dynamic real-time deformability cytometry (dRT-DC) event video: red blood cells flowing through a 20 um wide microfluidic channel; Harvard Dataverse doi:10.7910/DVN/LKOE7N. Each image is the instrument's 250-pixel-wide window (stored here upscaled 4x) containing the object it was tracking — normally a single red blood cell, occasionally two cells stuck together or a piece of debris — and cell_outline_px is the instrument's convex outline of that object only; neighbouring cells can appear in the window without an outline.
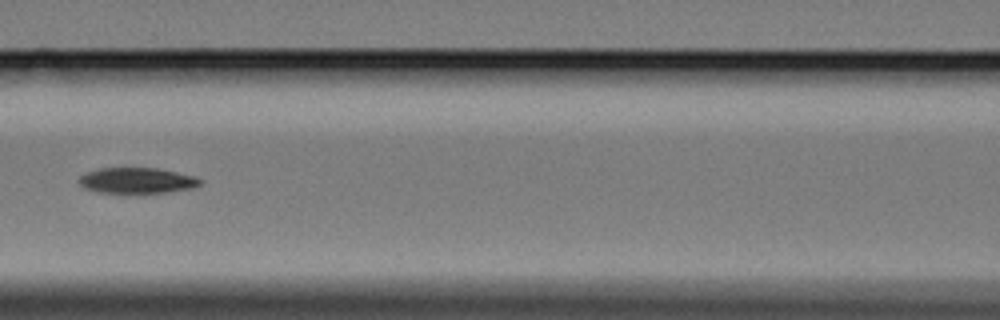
{"species": "Egyptian fruit bat (a non-hibernating species)", "species_latin": "Rousettus aegyptiacus", "temperature_condition": "cold", "stored_images_in_passage": 12, "camera_frame_rate_fps": 3000, "um_per_image_px": 0.085, "animal": {"sex": "female"}, "frame": {"image": 1, "passage_image": 6, "time_ms": 7.333, "image_size_px": [1000, 320], "cell_outline_px": [[204, 180], [200, 184], [192, 188], [168, 192], [96, 192], [84, 188], [80, 184], [80, 176], [88, 172], [100, 168], [156, 168], [196, 176]], "centroid_in_image_um": [11.68, 15.34], "position_along_channel_um": 154.9, "area_um2": 17.92}}
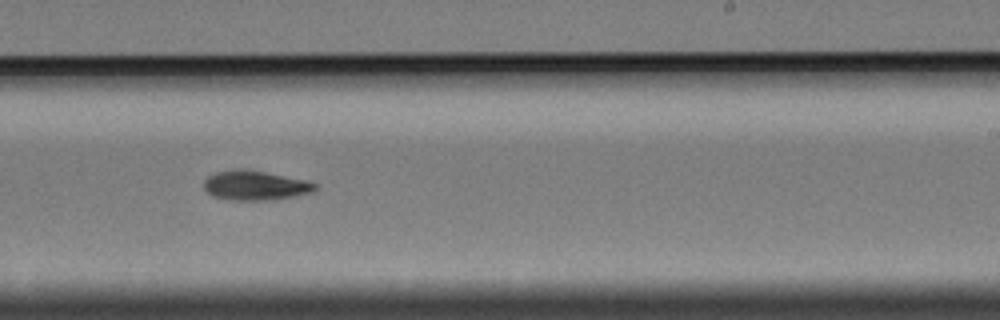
{"frame": {"image": 2, "passage_image": 9, "time_ms": 10.667, "image_size_px": [1000, 320], "cell_outline_px": [[316, 188], [312, 192], [272, 200], [236, 200], [212, 196], [204, 188], [204, 180], [208, 176], [216, 172], [236, 168], [244, 168], [308, 180], [316, 184]], "centroid_in_image_um": [21.68, 15.74], "position_along_channel_um": 267.3, "area_um2": 19.13}}
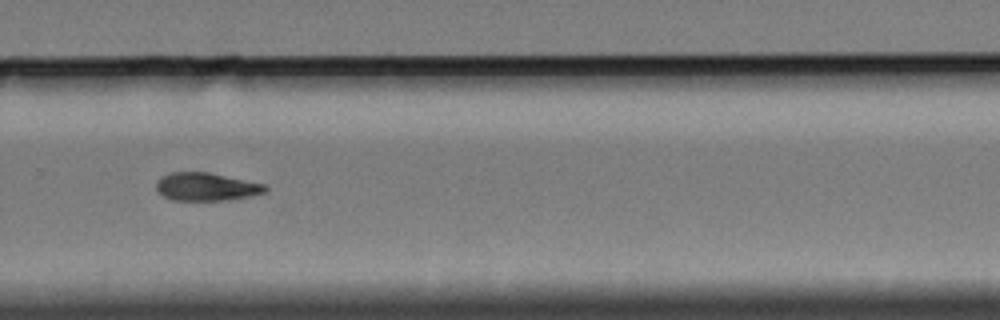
{"frame": {"image": 3, "passage_image": 10, "time_ms": 12.0, "image_size_px": [1000, 320], "cell_outline_px": [[268, 188], [264, 192], [252, 196], [228, 200], [172, 200], [164, 196], [156, 188], [156, 184], [160, 176], [172, 172], [208, 172], [264, 184]], "centroid_in_image_um": [17.52, 15.87], "position_along_channel_um": 312.3, "area_um2": 17.69}, "authors_computed_cell_mechanics": {"area_um2": 18.0914, "velocity_mm_per_s": 3.3989, "shape_relaxation_time_tau1_ms": 6.3288, "shape_relaxation_time_tau2_ms": null, "deformation_change_tau1": 0.1498, "deformation_change_tau2": null}}